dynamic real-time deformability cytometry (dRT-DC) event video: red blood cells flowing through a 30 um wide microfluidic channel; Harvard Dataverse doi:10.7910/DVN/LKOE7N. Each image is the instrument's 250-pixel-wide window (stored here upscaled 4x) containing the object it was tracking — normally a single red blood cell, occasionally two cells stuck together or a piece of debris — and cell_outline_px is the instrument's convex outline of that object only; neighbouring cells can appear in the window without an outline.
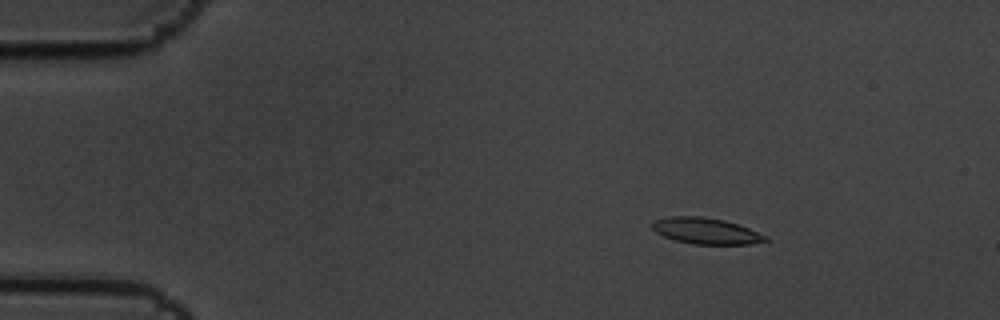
{"species": "common noctule bat (a hibernating species)", "species_latin": "Nyctalus noctula", "temperature_condition": "cold", "stored_images_in_passage": 5, "camera_frame_rate_fps": 3000, "um_per_image_px": 0.085, "animal": {"sex": "male", "body_mass_g": 19.5, "forearm_length_mm": 54.6}, "frame": {"image": 1, "passage_image": 3, "time_ms": 0.667, "image_size_px": [1000, 320], "cell_outline_px": [[768, 240], [752, 244], [692, 244], [676, 240], [664, 236], [656, 232], [652, 228], [652, 224], [656, 220], [668, 216], [700, 216], [724, 220], [748, 228], [768, 236]], "centroid_in_image_um": [60.01, 19.63], "position_along_channel_um": 25.0, "area_um2": 17.11}}